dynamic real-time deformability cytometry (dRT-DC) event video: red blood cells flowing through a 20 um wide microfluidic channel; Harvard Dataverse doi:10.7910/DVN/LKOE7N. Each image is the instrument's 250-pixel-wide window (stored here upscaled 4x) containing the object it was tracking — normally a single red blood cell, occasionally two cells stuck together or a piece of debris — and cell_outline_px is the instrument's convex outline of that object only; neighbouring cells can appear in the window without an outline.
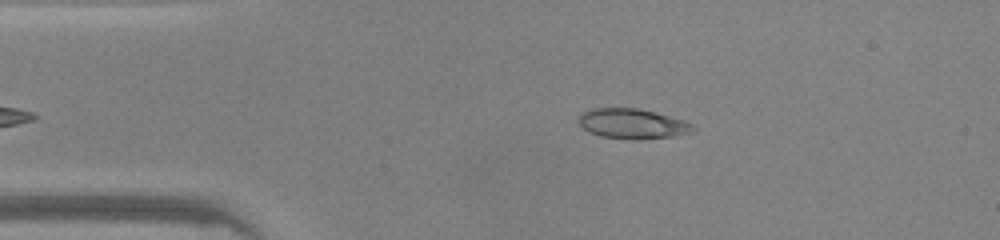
{"species": "common noctule bat (a hibernating species)", "species_latin": "Nyctalus noctula", "temperature_condition": "warm", "stored_images_in_passage": 34, "camera_frame_rate_fps": 3000, "um_per_image_px": 0.085, "animal": {"sex": "male", "body_mass_g": 20.0, "forearm_length_mm": 53.3}, "frame": {"image": 1, "passage_image": 2, "time_ms": 0.333, "image_size_px": [1000, 240], "cell_outline_px": [[696, 128], [692, 132], [672, 136], [640, 140], [632, 140], [600, 136], [584, 128], [580, 124], [580, 112], [592, 108], [640, 108], [656, 112], [684, 120], [692, 124]], "centroid_in_image_um": [53.78, 10.51], "position_along_channel_um": 31.2, "area_um2": 20.06}}
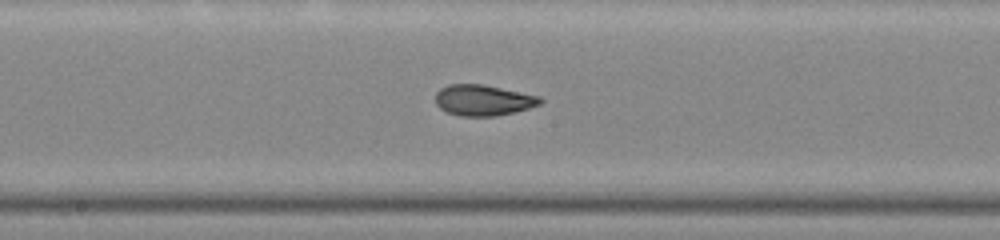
{"frame": {"image": 2, "passage_image": 17, "time_ms": 5.333, "image_size_px": [1000, 240], "cell_outline_px": [[544, 100], [540, 104], [528, 108], [496, 116], [460, 116], [448, 112], [440, 108], [436, 104], [436, 92], [440, 88], [448, 84], [480, 84], [540, 96]], "centroid_in_image_um": [41.05, 8.51], "position_along_channel_um": 207.1, "area_um2": 18.67}}
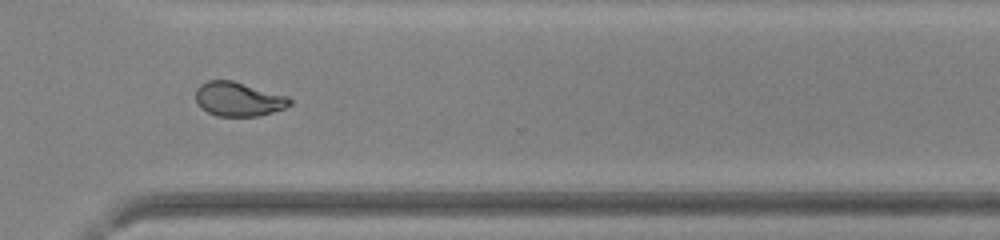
{"frame": {"image": 3, "passage_image": 27, "time_ms": 8.667, "image_size_px": [1000, 240], "cell_outline_px": [[292, 104], [284, 108], [260, 116], [216, 116], [200, 108], [196, 100], [196, 88], [200, 84], [208, 80], [232, 80], [288, 96], [292, 100]], "centroid_in_image_um": [20.26, 8.42], "position_along_channel_um": 350.3, "area_um2": 18.84}, "authors_computed_cell_mechanics": {"area_um2": 18.9873, "velocity_mm_per_s": 4.2972, "shape_relaxation_time_tau1_ms": 10.9925, "shape_relaxation_time_tau2_ms": 0.9741, "deformation_change_tau1": 0.2884, "deformation_change_tau2": 0.0411}}